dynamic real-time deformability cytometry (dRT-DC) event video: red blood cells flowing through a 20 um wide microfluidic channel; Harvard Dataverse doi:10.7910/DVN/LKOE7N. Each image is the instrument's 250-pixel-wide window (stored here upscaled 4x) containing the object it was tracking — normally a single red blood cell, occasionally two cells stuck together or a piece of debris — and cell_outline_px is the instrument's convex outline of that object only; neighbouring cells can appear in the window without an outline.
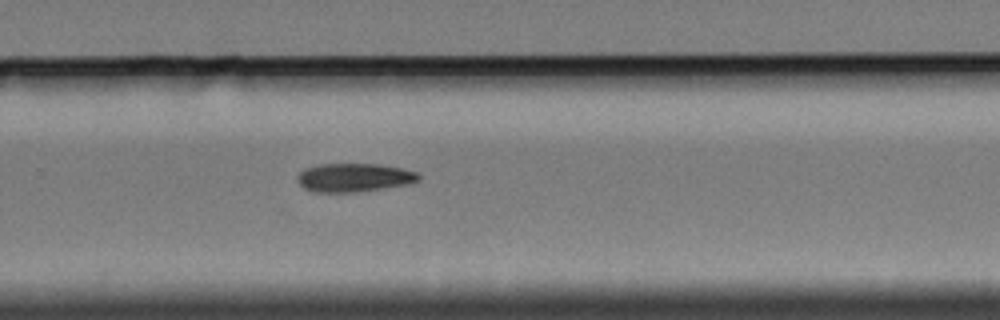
{"species": "Egyptian fruit bat (a non-hibernating species)", "species_latin": "Rousettus aegyptiacus", "temperature_condition": "cold", "stored_images_in_passage": 7, "camera_frame_rate_fps": 3000, "um_per_image_px": 0.085, "animal": {"sex": "female"}, "frame": {"image": 1, "passage_image": 7, "time_ms": 8.667, "image_size_px": [1000, 320], "cell_outline_px": [[420, 180], [408, 184], [384, 188], [356, 192], [312, 192], [304, 188], [296, 180], [296, 176], [304, 168], [316, 164], [380, 164], [404, 168], [416, 172], [420, 176]], "centroid_in_image_um": [30.07, 15.08], "position_along_channel_um": 299.7, "area_um2": 20.4}}